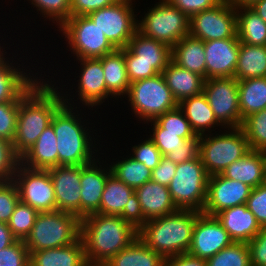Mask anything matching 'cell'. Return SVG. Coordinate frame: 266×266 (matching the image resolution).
<instances>
[{
	"label": "cell",
	"instance_id": "f907efd6",
	"mask_svg": "<svg viewBox=\"0 0 266 266\" xmlns=\"http://www.w3.org/2000/svg\"><path fill=\"white\" fill-rule=\"evenodd\" d=\"M250 253L251 266H266V228L249 242H247Z\"/></svg>",
	"mask_w": 266,
	"mask_h": 266
},
{
	"label": "cell",
	"instance_id": "74e56055",
	"mask_svg": "<svg viewBox=\"0 0 266 266\" xmlns=\"http://www.w3.org/2000/svg\"><path fill=\"white\" fill-rule=\"evenodd\" d=\"M241 128L251 150L266 152V108L246 117Z\"/></svg>",
	"mask_w": 266,
	"mask_h": 266
},
{
	"label": "cell",
	"instance_id": "836d02e7",
	"mask_svg": "<svg viewBox=\"0 0 266 266\" xmlns=\"http://www.w3.org/2000/svg\"><path fill=\"white\" fill-rule=\"evenodd\" d=\"M236 11L239 41L248 45L266 46V22L249 6H238Z\"/></svg>",
	"mask_w": 266,
	"mask_h": 266
},
{
	"label": "cell",
	"instance_id": "83f0119b",
	"mask_svg": "<svg viewBox=\"0 0 266 266\" xmlns=\"http://www.w3.org/2000/svg\"><path fill=\"white\" fill-rule=\"evenodd\" d=\"M162 74L178 104L186 98L203 92L205 79L192 71L178 66L172 60Z\"/></svg>",
	"mask_w": 266,
	"mask_h": 266
},
{
	"label": "cell",
	"instance_id": "4dcf8cb0",
	"mask_svg": "<svg viewBox=\"0 0 266 266\" xmlns=\"http://www.w3.org/2000/svg\"><path fill=\"white\" fill-rule=\"evenodd\" d=\"M197 136L205 135V131L215 125H221L214 116L205 94L186 98L178 104Z\"/></svg>",
	"mask_w": 266,
	"mask_h": 266
},
{
	"label": "cell",
	"instance_id": "f5cc1de1",
	"mask_svg": "<svg viewBox=\"0 0 266 266\" xmlns=\"http://www.w3.org/2000/svg\"><path fill=\"white\" fill-rule=\"evenodd\" d=\"M199 143L200 136L196 135L194 138L186 141V148H177L176 150H172L166 154L165 157L176 164L192 160L199 156Z\"/></svg>",
	"mask_w": 266,
	"mask_h": 266
},
{
	"label": "cell",
	"instance_id": "8992f818",
	"mask_svg": "<svg viewBox=\"0 0 266 266\" xmlns=\"http://www.w3.org/2000/svg\"><path fill=\"white\" fill-rule=\"evenodd\" d=\"M172 48L158 40L136 31L124 48L127 76L130 83L151 78L167 67L171 61Z\"/></svg>",
	"mask_w": 266,
	"mask_h": 266
},
{
	"label": "cell",
	"instance_id": "9c48e42d",
	"mask_svg": "<svg viewBox=\"0 0 266 266\" xmlns=\"http://www.w3.org/2000/svg\"><path fill=\"white\" fill-rule=\"evenodd\" d=\"M131 107L139 118L155 120L165 112L178 107L162 73L130 83L128 93Z\"/></svg>",
	"mask_w": 266,
	"mask_h": 266
},
{
	"label": "cell",
	"instance_id": "484cf974",
	"mask_svg": "<svg viewBox=\"0 0 266 266\" xmlns=\"http://www.w3.org/2000/svg\"><path fill=\"white\" fill-rule=\"evenodd\" d=\"M82 238L64 247L29 252V266H86Z\"/></svg>",
	"mask_w": 266,
	"mask_h": 266
},
{
	"label": "cell",
	"instance_id": "30bf717a",
	"mask_svg": "<svg viewBox=\"0 0 266 266\" xmlns=\"http://www.w3.org/2000/svg\"><path fill=\"white\" fill-rule=\"evenodd\" d=\"M155 5L140 22L137 21V31L172 48L183 37L189 36L190 18L166 0Z\"/></svg>",
	"mask_w": 266,
	"mask_h": 266
},
{
	"label": "cell",
	"instance_id": "d6986e66",
	"mask_svg": "<svg viewBox=\"0 0 266 266\" xmlns=\"http://www.w3.org/2000/svg\"><path fill=\"white\" fill-rule=\"evenodd\" d=\"M135 222L140 224L178 210L167 186L152 180L135 190Z\"/></svg>",
	"mask_w": 266,
	"mask_h": 266
},
{
	"label": "cell",
	"instance_id": "f6af8a7d",
	"mask_svg": "<svg viewBox=\"0 0 266 266\" xmlns=\"http://www.w3.org/2000/svg\"><path fill=\"white\" fill-rule=\"evenodd\" d=\"M165 132L172 133H194L184 112L179 106L165 112L154 120Z\"/></svg>",
	"mask_w": 266,
	"mask_h": 266
},
{
	"label": "cell",
	"instance_id": "680465c9",
	"mask_svg": "<svg viewBox=\"0 0 266 266\" xmlns=\"http://www.w3.org/2000/svg\"><path fill=\"white\" fill-rule=\"evenodd\" d=\"M249 7L266 22V0H258Z\"/></svg>",
	"mask_w": 266,
	"mask_h": 266
},
{
	"label": "cell",
	"instance_id": "603a6c76",
	"mask_svg": "<svg viewBox=\"0 0 266 266\" xmlns=\"http://www.w3.org/2000/svg\"><path fill=\"white\" fill-rule=\"evenodd\" d=\"M81 63L78 95L88 107L100 105L111 94L107 91L102 61L100 58L78 59Z\"/></svg>",
	"mask_w": 266,
	"mask_h": 266
},
{
	"label": "cell",
	"instance_id": "2e32d148",
	"mask_svg": "<svg viewBox=\"0 0 266 266\" xmlns=\"http://www.w3.org/2000/svg\"><path fill=\"white\" fill-rule=\"evenodd\" d=\"M252 187L222 174L209 176L203 214L215 216L224 209L246 204Z\"/></svg>",
	"mask_w": 266,
	"mask_h": 266
},
{
	"label": "cell",
	"instance_id": "4316f807",
	"mask_svg": "<svg viewBox=\"0 0 266 266\" xmlns=\"http://www.w3.org/2000/svg\"><path fill=\"white\" fill-rule=\"evenodd\" d=\"M21 164L30 169L48 170L58 166L56 135L49 124L34 145L21 157Z\"/></svg>",
	"mask_w": 266,
	"mask_h": 266
},
{
	"label": "cell",
	"instance_id": "9f6ffc18",
	"mask_svg": "<svg viewBox=\"0 0 266 266\" xmlns=\"http://www.w3.org/2000/svg\"><path fill=\"white\" fill-rule=\"evenodd\" d=\"M163 266H206V260L183 253L177 256L164 258Z\"/></svg>",
	"mask_w": 266,
	"mask_h": 266
},
{
	"label": "cell",
	"instance_id": "3957f363",
	"mask_svg": "<svg viewBox=\"0 0 266 266\" xmlns=\"http://www.w3.org/2000/svg\"><path fill=\"white\" fill-rule=\"evenodd\" d=\"M200 211H177L148 220L138 226V238L163 258L188 253L196 218Z\"/></svg>",
	"mask_w": 266,
	"mask_h": 266
},
{
	"label": "cell",
	"instance_id": "d4e9b609",
	"mask_svg": "<svg viewBox=\"0 0 266 266\" xmlns=\"http://www.w3.org/2000/svg\"><path fill=\"white\" fill-rule=\"evenodd\" d=\"M221 174L228 179L240 181L255 188L266 182V152L250 150Z\"/></svg>",
	"mask_w": 266,
	"mask_h": 266
},
{
	"label": "cell",
	"instance_id": "ba28073f",
	"mask_svg": "<svg viewBox=\"0 0 266 266\" xmlns=\"http://www.w3.org/2000/svg\"><path fill=\"white\" fill-rule=\"evenodd\" d=\"M230 129L231 132L214 137L200 136L199 156L209 176L221 174L251 150L242 128Z\"/></svg>",
	"mask_w": 266,
	"mask_h": 266
},
{
	"label": "cell",
	"instance_id": "11a10c76",
	"mask_svg": "<svg viewBox=\"0 0 266 266\" xmlns=\"http://www.w3.org/2000/svg\"><path fill=\"white\" fill-rule=\"evenodd\" d=\"M176 167V163L162 156L160 163L152 170L151 180L168 187L175 175Z\"/></svg>",
	"mask_w": 266,
	"mask_h": 266
},
{
	"label": "cell",
	"instance_id": "6f0895ef",
	"mask_svg": "<svg viewBox=\"0 0 266 266\" xmlns=\"http://www.w3.org/2000/svg\"><path fill=\"white\" fill-rule=\"evenodd\" d=\"M16 240L8 225L0 222V250L11 246Z\"/></svg>",
	"mask_w": 266,
	"mask_h": 266
},
{
	"label": "cell",
	"instance_id": "f1b7e54d",
	"mask_svg": "<svg viewBox=\"0 0 266 266\" xmlns=\"http://www.w3.org/2000/svg\"><path fill=\"white\" fill-rule=\"evenodd\" d=\"M204 42L192 36L183 37L172 47L171 60L178 66L206 79Z\"/></svg>",
	"mask_w": 266,
	"mask_h": 266
},
{
	"label": "cell",
	"instance_id": "7dc6e473",
	"mask_svg": "<svg viewBox=\"0 0 266 266\" xmlns=\"http://www.w3.org/2000/svg\"><path fill=\"white\" fill-rule=\"evenodd\" d=\"M0 266H29V251L23 240L0 250Z\"/></svg>",
	"mask_w": 266,
	"mask_h": 266
},
{
	"label": "cell",
	"instance_id": "7c38bea8",
	"mask_svg": "<svg viewBox=\"0 0 266 266\" xmlns=\"http://www.w3.org/2000/svg\"><path fill=\"white\" fill-rule=\"evenodd\" d=\"M132 0H118L112 5L90 12L87 16L97 24L116 49L128 46L137 31Z\"/></svg>",
	"mask_w": 266,
	"mask_h": 266
},
{
	"label": "cell",
	"instance_id": "cb8c5ba5",
	"mask_svg": "<svg viewBox=\"0 0 266 266\" xmlns=\"http://www.w3.org/2000/svg\"><path fill=\"white\" fill-rule=\"evenodd\" d=\"M234 242H249L262 229L246 204L227 208L215 215Z\"/></svg>",
	"mask_w": 266,
	"mask_h": 266
},
{
	"label": "cell",
	"instance_id": "c3c4849f",
	"mask_svg": "<svg viewBox=\"0 0 266 266\" xmlns=\"http://www.w3.org/2000/svg\"><path fill=\"white\" fill-rule=\"evenodd\" d=\"M262 228H266V182L252 188L246 202Z\"/></svg>",
	"mask_w": 266,
	"mask_h": 266
},
{
	"label": "cell",
	"instance_id": "ee69618b",
	"mask_svg": "<svg viewBox=\"0 0 266 266\" xmlns=\"http://www.w3.org/2000/svg\"><path fill=\"white\" fill-rule=\"evenodd\" d=\"M19 200L15 182L13 180L0 181V222L8 223Z\"/></svg>",
	"mask_w": 266,
	"mask_h": 266
},
{
	"label": "cell",
	"instance_id": "ffe728a7",
	"mask_svg": "<svg viewBox=\"0 0 266 266\" xmlns=\"http://www.w3.org/2000/svg\"><path fill=\"white\" fill-rule=\"evenodd\" d=\"M239 48L238 37L205 41L206 79L234 77Z\"/></svg>",
	"mask_w": 266,
	"mask_h": 266
},
{
	"label": "cell",
	"instance_id": "8d00e7d4",
	"mask_svg": "<svg viewBox=\"0 0 266 266\" xmlns=\"http://www.w3.org/2000/svg\"><path fill=\"white\" fill-rule=\"evenodd\" d=\"M109 166L111 173L117 179L134 190L151 180L152 170L147 168L144 163L136 161L132 156L126 160L116 161Z\"/></svg>",
	"mask_w": 266,
	"mask_h": 266
},
{
	"label": "cell",
	"instance_id": "5bb4252c",
	"mask_svg": "<svg viewBox=\"0 0 266 266\" xmlns=\"http://www.w3.org/2000/svg\"><path fill=\"white\" fill-rule=\"evenodd\" d=\"M203 93L221 126L225 125L228 130L241 127L238 80L235 77L205 79Z\"/></svg>",
	"mask_w": 266,
	"mask_h": 266
},
{
	"label": "cell",
	"instance_id": "9a60e30c",
	"mask_svg": "<svg viewBox=\"0 0 266 266\" xmlns=\"http://www.w3.org/2000/svg\"><path fill=\"white\" fill-rule=\"evenodd\" d=\"M13 181L20 201L38 212L56 211L55 192L48 170L30 169L20 163Z\"/></svg>",
	"mask_w": 266,
	"mask_h": 266
},
{
	"label": "cell",
	"instance_id": "f35d334b",
	"mask_svg": "<svg viewBox=\"0 0 266 266\" xmlns=\"http://www.w3.org/2000/svg\"><path fill=\"white\" fill-rule=\"evenodd\" d=\"M206 266H251L246 242H232L206 260Z\"/></svg>",
	"mask_w": 266,
	"mask_h": 266
},
{
	"label": "cell",
	"instance_id": "7402d4cb",
	"mask_svg": "<svg viewBox=\"0 0 266 266\" xmlns=\"http://www.w3.org/2000/svg\"><path fill=\"white\" fill-rule=\"evenodd\" d=\"M96 162L99 161L94 160L89 164L81 165L80 219L100 209L101 196L107 178L112 174L110 167L108 170L102 169Z\"/></svg>",
	"mask_w": 266,
	"mask_h": 266
},
{
	"label": "cell",
	"instance_id": "60d3db41",
	"mask_svg": "<svg viewBox=\"0 0 266 266\" xmlns=\"http://www.w3.org/2000/svg\"><path fill=\"white\" fill-rule=\"evenodd\" d=\"M150 122L154 123L153 134L150 139L159 149L162 156L177 148H186V141L196 136L195 133L165 132V129L161 128L154 120Z\"/></svg>",
	"mask_w": 266,
	"mask_h": 266
},
{
	"label": "cell",
	"instance_id": "681fc988",
	"mask_svg": "<svg viewBox=\"0 0 266 266\" xmlns=\"http://www.w3.org/2000/svg\"><path fill=\"white\" fill-rule=\"evenodd\" d=\"M134 155L132 157L141 163H144L147 168L153 170L162 158V154L153 141L148 138L138 146H133L132 149Z\"/></svg>",
	"mask_w": 266,
	"mask_h": 266
},
{
	"label": "cell",
	"instance_id": "5b68a950",
	"mask_svg": "<svg viewBox=\"0 0 266 266\" xmlns=\"http://www.w3.org/2000/svg\"><path fill=\"white\" fill-rule=\"evenodd\" d=\"M81 219L61 211L39 212L24 240L29 252L64 247L80 238Z\"/></svg>",
	"mask_w": 266,
	"mask_h": 266
},
{
	"label": "cell",
	"instance_id": "52a82bcc",
	"mask_svg": "<svg viewBox=\"0 0 266 266\" xmlns=\"http://www.w3.org/2000/svg\"><path fill=\"white\" fill-rule=\"evenodd\" d=\"M208 179L209 174L200 156L178 163L175 175L168 186L176 207L202 212L206 202Z\"/></svg>",
	"mask_w": 266,
	"mask_h": 266
},
{
	"label": "cell",
	"instance_id": "e575fe53",
	"mask_svg": "<svg viewBox=\"0 0 266 266\" xmlns=\"http://www.w3.org/2000/svg\"><path fill=\"white\" fill-rule=\"evenodd\" d=\"M234 77L237 80L266 77V46L240 42Z\"/></svg>",
	"mask_w": 266,
	"mask_h": 266
},
{
	"label": "cell",
	"instance_id": "bcb514c9",
	"mask_svg": "<svg viewBox=\"0 0 266 266\" xmlns=\"http://www.w3.org/2000/svg\"><path fill=\"white\" fill-rule=\"evenodd\" d=\"M19 102L0 103V138L13 142L16 134Z\"/></svg>",
	"mask_w": 266,
	"mask_h": 266
},
{
	"label": "cell",
	"instance_id": "6da1fadb",
	"mask_svg": "<svg viewBox=\"0 0 266 266\" xmlns=\"http://www.w3.org/2000/svg\"><path fill=\"white\" fill-rule=\"evenodd\" d=\"M87 263L105 264L138 238V225L130 218L92 213L81 218Z\"/></svg>",
	"mask_w": 266,
	"mask_h": 266
},
{
	"label": "cell",
	"instance_id": "94428289",
	"mask_svg": "<svg viewBox=\"0 0 266 266\" xmlns=\"http://www.w3.org/2000/svg\"><path fill=\"white\" fill-rule=\"evenodd\" d=\"M86 266H106V264H91V263H88Z\"/></svg>",
	"mask_w": 266,
	"mask_h": 266
},
{
	"label": "cell",
	"instance_id": "1f68e13d",
	"mask_svg": "<svg viewBox=\"0 0 266 266\" xmlns=\"http://www.w3.org/2000/svg\"><path fill=\"white\" fill-rule=\"evenodd\" d=\"M104 71L107 91L111 96H121L128 93L130 81L127 76L124 48L116 49L100 58Z\"/></svg>",
	"mask_w": 266,
	"mask_h": 266
},
{
	"label": "cell",
	"instance_id": "7bdbcfd3",
	"mask_svg": "<svg viewBox=\"0 0 266 266\" xmlns=\"http://www.w3.org/2000/svg\"><path fill=\"white\" fill-rule=\"evenodd\" d=\"M31 2L36 8L38 7L42 15H47L45 17L53 19L52 21H56L60 26L70 18V0H32Z\"/></svg>",
	"mask_w": 266,
	"mask_h": 266
},
{
	"label": "cell",
	"instance_id": "816d5d0a",
	"mask_svg": "<svg viewBox=\"0 0 266 266\" xmlns=\"http://www.w3.org/2000/svg\"><path fill=\"white\" fill-rule=\"evenodd\" d=\"M170 5L177 7L189 18L203 10L211 9L222 0H166Z\"/></svg>",
	"mask_w": 266,
	"mask_h": 266
},
{
	"label": "cell",
	"instance_id": "91938a15",
	"mask_svg": "<svg viewBox=\"0 0 266 266\" xmlns=\"http://www.w3.org/2000/svg\"><path fill=\"white\" fill-rule=\"evenodd\" d=\"M229 3L233 4L235 7L238 6H250L258 0H227Z\"/></svg>",
	"mask_w": 266,
	"mask_h": 266
},
{
	"label": "cell",
	"instance_id": "f546056e",
	"mask_svg": "<svg viewBox=\"0 0 266 266\" xmlns=\"http://www.w3.org/2000/svg\"><path fill=\"white\" fill-rule=\"evenodd\" d=\"M3 57L2 52L0 54V103L19 102L21 96L35 83L36 79L33 80L32 76L20 71V68L19 70L14 68L12 63L9 64Z\"/></svg>",
	"mask_w": 266,
	"mask_h": 266
},
{
	"label": "cell",
	"instance_id": "7a4b0ae2",
	"mask_svg": "<svg viewBox=\"0 0 266 266\" xmlns=\"http://www.w3.org/2000/svg\"><path fill=\"white\" fill-rule=\"evenodd\" d=\"M39 83L36 78L19 100L13 148L20 158L34 145L51 123L55 111L64 103V96L57 93L58 88L43 81Z\"/></svg>",
	"mask_w": 266,
	"mask_h": 266
},
{
	"label": "cell",
	"instance_id": "ab89813d",
	"mask_svg": "<svg viewBox=\"0 0 266 266\" xmlns=\"http://www.w3.org/2000/svg\"><path fill=\"white\" fill-rule=\"evenodd\" d=\"M39 212L19 200L7 225L17 240H25L29 235Z\"/></svg>",
	"mask_w": 266,
	"mask_h": 266
},
{
	"label": "cell",
	"instance_id": "8fae6325",
	"mask_svg": "<svg viewBox=\"0 0 266 266\" xmlns=\"http://www.w3.org/2000/svg\"><path fill=\"white\" fill-rule=\"evenodd\" d=\"M77 59L101 58L116 50L87 15L71 16L60 27Z\"/></svg>",
	"mask_w": 266,
	"mask_h": 266
},
{
	"label": "cell",
	"instance_id": "e0dca14e",
	"mask_svg": "<svg viewBox=\"0 0 266 266\" xmlns=\"http://www.w3.org/2000/svg\"><path fill=\"white\" fill-rule=\"evenodd\" d=\"M232 242L234 241L215 216L201 212L196 218L188 253L207 260Z\"/></svg>",
	"mask_w": 266,
	"mask_h": 266
},
{
	"label": "cell",
	"instance_id": "4fadbf2b",
	"mask_svg": "<svg viewBox=\"0 0 266 266\" xmlns=\"http://www.w3.org/2000/svg\"><path fill=\"white\" fill-rule=\"evenodd\" d=\"M236 7L222 0L215 7L193 15L189 21V35L203 42L237 37Z\"/></svg>",
	"mask_w": 266,
	"mask_h": 266
},
{
	"label": "cell",
	"instance_id": "db71d44e",
	"mask_svg": "<svg viewBox=\"0 0 266 266\" xmlns=\"http://www.w3.org/2000/svg\"><path fill=\"white\" fill-rule=\"evenodd\" d=\"M118 0H70L71 16L88 15L90 12L112 5Z\"/></svg>",
	"mask_w": 266,
	"mask_h": 266
},
{
	"label": "cell",
	"instance_id": "d590c367",
	"mask_svg": "<svg viewBox=\"0 0 266 266\" xmlns=\"http://www.w3.org/2000/svg\"><path fill=\"white\" fill-rule=\"evenodd\" d=\"M164 258L139 238L113 256L106 266H163Z\"/></svg>",
	"mask_w": 266,
	"mask_h": 266
},
{
	"label": "cell",
	"instance_id": "ac0fdd59",
	"mask_svg": "<svg viewBox=\"0 0 266 266\" xmlns=\"http://www.w3.org/2000/svg\"><path fill=\"white\" fill-rule=\"evenodd\" d=\"M56 199V210L80 218L81 165H59L48 169Z\"/></svg>",
	"mask_w": 266,
	"mask_h": 266
},
{
	"label": "cell",
	"instance_id": "44dd1931",
	"mask_svg": "<svg viewBox=\"0 0 266 266\" xmlns=\"http://www.w3.org/2000/svg\"><path fill=\"white\" fill-rule=\"evenodd\" d=\"M135 190L111 174L101 196L100 209L96 213L116 215L135 221Z\"/></svg>",
	"mask_w": 266,
	"mask_h": 266
},
{
	"label": "cell",
	"instance_id": "277c9868",
	"mask_svg": "<svg viewBox=\"0 0 266 266\" xmlns=\"http://www.w3.org/2000/svg\"><path fill=\"white\" fill-rule=\"evenodd\" d=\"M67 100L64 99V103L55 111L50 123L56 135L58 166L86 165L96 160L92 154L91 136H88L85 131L87 127L81 124L78 114L74 115L73 107Z\"/></svg>",
	"mask_w": 266,
	"mask_h": 266
},
{
	"label": "cell",
	"instance_id": "b9f144b4",
	"mask_svg": "<svg viewBox=\"0 0 266 266\" xmlns=\"http://www.w3.org/2000/svg\"><path fill=\"white\" fill-rule=\"evenodd\" d=\"M21 158L13 148V142L0 138V181L13 180Z\"/></svg>",
	"mask_w": 266,
	"mask_h": 266
},
{
	"label": "cell",
	"instance_id": "d6a6232c",
	"mask_svg": "<svg viewBox=\"0 0 266 266\" xmlns=\"http://www.w3.org/2000/svg\"><path fill=\"white\" fill-rule=\"evenodd\" d=\"M239 108L243 120L266 108V77L238 80Z\"/></svg>",
	"mask_w": 266,
	"mask_h": 266
}]
</instances>
